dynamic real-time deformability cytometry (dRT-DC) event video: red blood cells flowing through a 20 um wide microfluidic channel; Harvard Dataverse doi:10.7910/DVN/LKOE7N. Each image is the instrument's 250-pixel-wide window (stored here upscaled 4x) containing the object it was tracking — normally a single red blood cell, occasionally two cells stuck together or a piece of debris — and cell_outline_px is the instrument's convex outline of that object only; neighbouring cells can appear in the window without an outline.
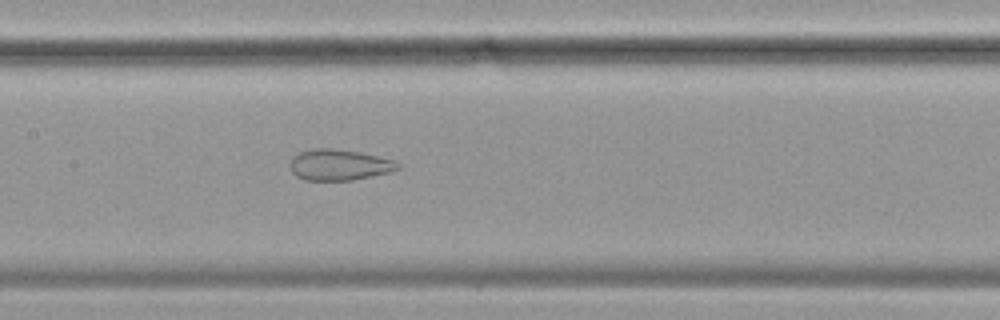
{"species": "common noctule bat (a hibernating species)", "species_latin": "Nyctalus noctula", "temperature_condition": "cold", "stored_images_in_passage": 57, "camera_frame_rate_fps": 3000, "um_per_image_px": 0.085, "animal": {"sex": "female", "body_mass_g": 19.9}, "frame": {"image": 1, "passage_image": 27, "time_ms": 8.667, "image_size_px": [1000, 320], "cell_outline_px": [[400, 168], [392, 172], [352, 180], [304, 180], [296, 176], [292, 172], [292, 156], [300, 152], [316, 148], [332, 148], [360, 152], [392, 160], [400, 164]], "centroid_in_image_um": [28.85, 14.01], "position_along_channel_um": 178.6, "area_um2": 19.31}}
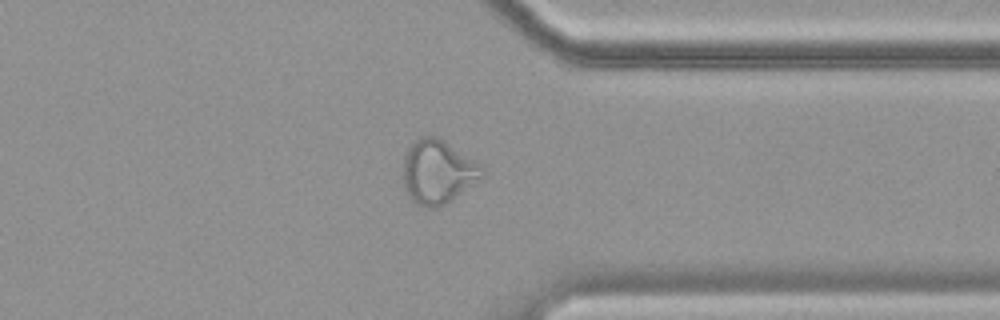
{"frame": {"image": 2, "passage_image": 44, "time_ms": 14.333, "image_size_px": [1000, 320], "cell_outline_px": [[484, 176], [452, 200], [436, 208], [424, 208], [416, 204], [408, 196], [404, 188], [404, 156], [408, 148], [416, 140], [424, 136], [436, 136], [444, 140], [484, 164]], "centroid_in_image_um": [37.25, 14.61], "position_along_channel_um": 374.1, "area_um2": 29.71}}
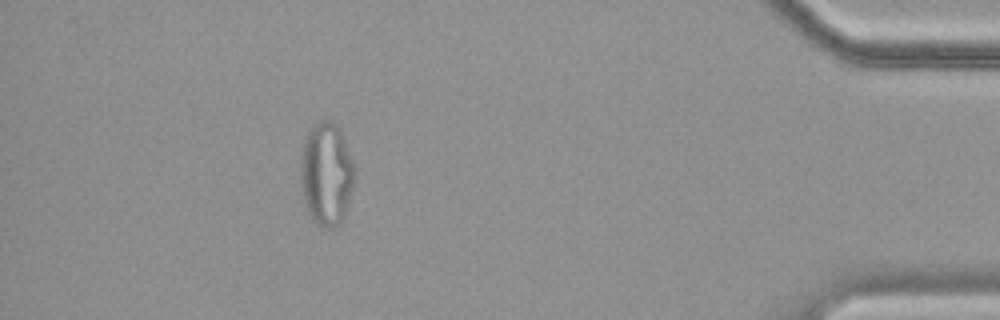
{"frame": {"image": 3, "passage_image": 51, "time_ms": 16.667, "image_size_px": [1000, 320], "cell_outline_px": [[356, 172], [352, 188], [344, 216], [332, 228], [320, 228], [312, 220], [308, 212], [304, 200], [300, 180], [300, 160], [304, 140], [312, 124], [320, 120], [328, 120], [336, 124], [340, 128], [356, 168]], "centroid_in_image_um": [27.74, 14.76], "position_along_channel_um": 407.5, "area_um2": 32.77}, "authors_computed_cell_mechanics": {"area_um2": 29.767, "velocity_mm_per_s": 3.5188, "shape_relaxation_time_tau1_ms": null, "shape_relaxation_time_tau2_ms": 1.4801, "deformation_change_tau1": null, "deformation_change_tau2": 0.0833}}